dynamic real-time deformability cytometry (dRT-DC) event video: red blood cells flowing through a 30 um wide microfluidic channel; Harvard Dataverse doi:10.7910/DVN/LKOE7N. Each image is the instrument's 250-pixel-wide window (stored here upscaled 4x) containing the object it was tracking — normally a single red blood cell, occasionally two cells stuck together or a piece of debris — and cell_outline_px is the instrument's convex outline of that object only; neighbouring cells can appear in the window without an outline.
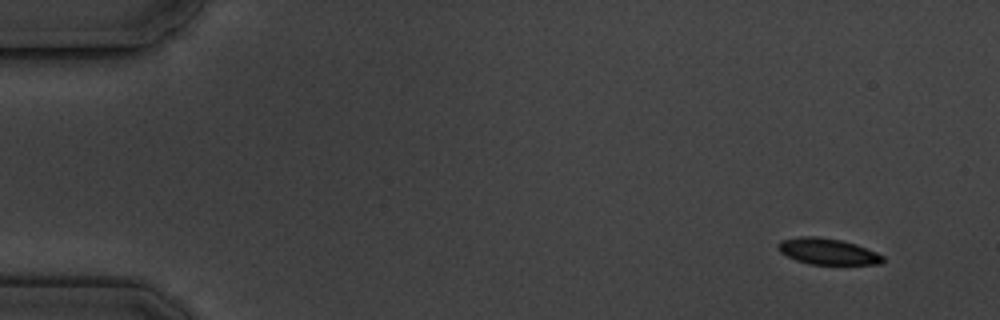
{"species": "common noctule bat (a hibernating species)", "species_latin": "Nyctalus noctula", "temperature_condition": "cold", "stored_images_in_passage": 6, "camera_frame_rate_fps": 3000, "um_per_image_px": 0.085, "animal": {"sex": "male", "body_mass_g": 19.5, "forearm_length_mm": 54.6}, "frame": {"image": 1, "passage_image": 1, "time_ms": 0.0, "image_size_px": [1000, 320], "cell_outline_px": [[884, 260], [880, 264], [808, 264], [796, 260], [780, 252], [776, 248], [776, 244], [780, 240], [800, 236], [820, 236], [840, 240], [856, 244], [876, 252], [884, 256]], "centroid_in_image_um": [70.31, 21.36], "position_along_channel_um": 14.7, "area_um2": 16.07}}